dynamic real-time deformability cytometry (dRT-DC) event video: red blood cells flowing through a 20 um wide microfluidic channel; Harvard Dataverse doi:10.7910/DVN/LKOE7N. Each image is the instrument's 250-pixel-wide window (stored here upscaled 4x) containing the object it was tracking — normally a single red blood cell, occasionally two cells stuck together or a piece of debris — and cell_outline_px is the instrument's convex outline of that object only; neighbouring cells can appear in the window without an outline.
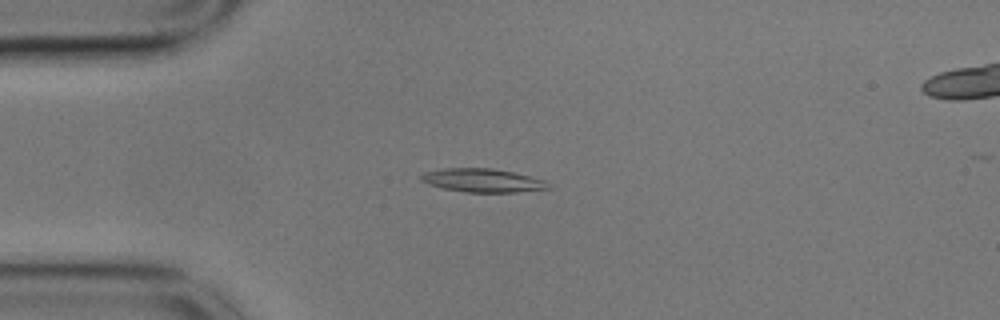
{"species": "common noctule bat (a hibernating species)", "species_latin": "Nyctalus noctula", "temperature_condition": "cold", "stored_images_in_passage": 57, "segment_of_instrument_passage": [1, 2], "camera_frame_rate_fps": 3000, "um_per_image_px": 0.085, "animal": {"sex": "male", "body_mass_g": 17.9}, "frame": {"image": 1, "passage_image": 13, "time_ms": 4.0, "image_size_px": [1000, 320], "cell_outline_px": [[552, 188], [516, 192], [468, 192], [444, 188], [428, 184], [420, 180], [420, 176], [424, 172], [444, 168], [492, 168], [512, 172], [544, 180]], "centroid_in_image_um": [41.0, 15.33], "position_along_channel_um": 44.0, "area_um2": 17.22}}
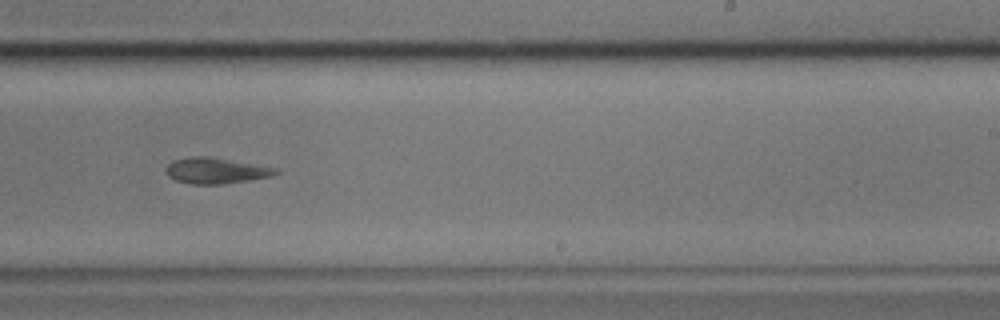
{"frame": {"image": 2, "passage_image": 34, "time_ms": 11.0, "image_size_px": [1000, 320], "cell_outline_px": [[280, 172], [272, 176], [224, 184], [192, 184], [176, 180], [168, 176], [164, 168], [172, 160], [192, 156], [212, 156], [280, 168]], "centroid_in_image_um": [18.37, 14.49], "position_along_channel_um": 270.6, "area_um2": 16.88}}
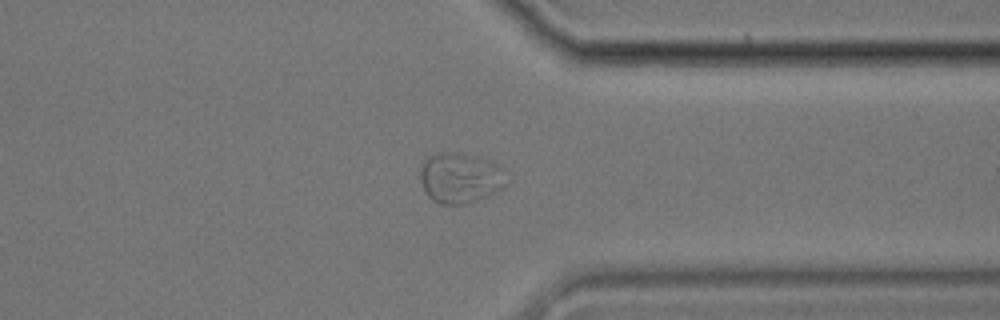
{"frame": {"image": 3, "passage_image": 43, "time_ms": 14.0, "image_size_px": [1000, 320], "cell_outline_px": [[508, 184], [504, 188], [496, 192], [468, 204], [440, 204], [432, 200], [428, 196], [420, 180], [420, 168], [424, 160], [428, 156], [436, 152], [456, 152], [476, 156], [492, 160], [504, 168], [508, 180]], "centroid_in_image_um": [39.16, 15.11], "position_along_channel_um": 372.2, "area_um2": 26.01}}